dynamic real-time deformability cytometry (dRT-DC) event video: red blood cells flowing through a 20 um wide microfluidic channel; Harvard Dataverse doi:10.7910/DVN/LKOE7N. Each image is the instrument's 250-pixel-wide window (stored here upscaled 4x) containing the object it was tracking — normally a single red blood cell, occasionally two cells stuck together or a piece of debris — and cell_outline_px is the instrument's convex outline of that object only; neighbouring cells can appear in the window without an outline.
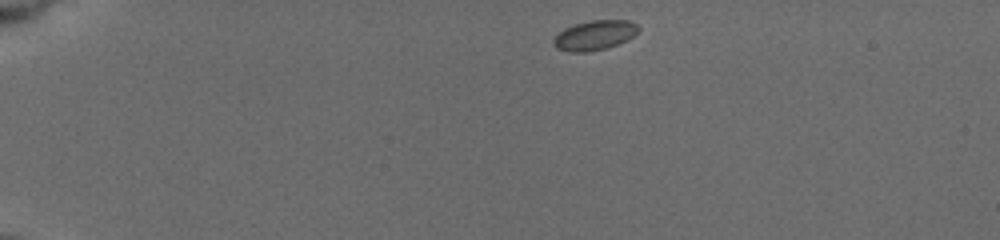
{"species": "common noctule bat (a hibernating species)", "species_latin": "Nyctalus noctula", "temperature_condition": "cold", "stored_images_in_passage": 58, "camera_frame_rate_fps": 3000, "um_per_image_px": 0.085, "animal": {"sex": "female", "body_mass_g": 19.5, "forearm_length_mm": 54.1}, "frame": {"image": 1, "passage_image": 1, "time_ms": 0.0, "image_size_px": [1000, 240], "cell_outline_px": [[640, 28], [628, 40], [604, 48], [588, 52], [568, 52], [556, 48], [552, 44], [552, 40], [564, 28], [576, 24], [592, 20], [628, 20], [636, 24]], "centroid_in_image_um": [50.51, 3.0], "position_along_channel_um": 34.5, "area_um2": 14.57}}
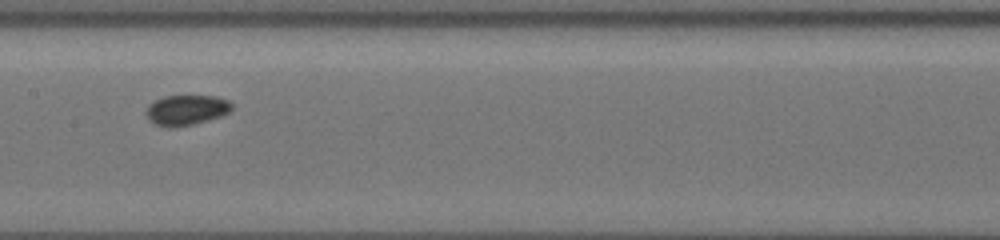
{"frame": {"image": 2, "passage_image": 29, "time_ms": 6.333, "image_size_px": [1000, 240], "cell_outline_px": [[232, 108], [228, 112], [220, 116], [188, 124], [156, 124], [144, 112], [148, 104], [164, 96], [216, 96], [228, 100], [232, 104]], "centroid_in_image_um": [15.86, 9.28], "position_along_channel_um": 191.5, "area_um2": 14.22}}
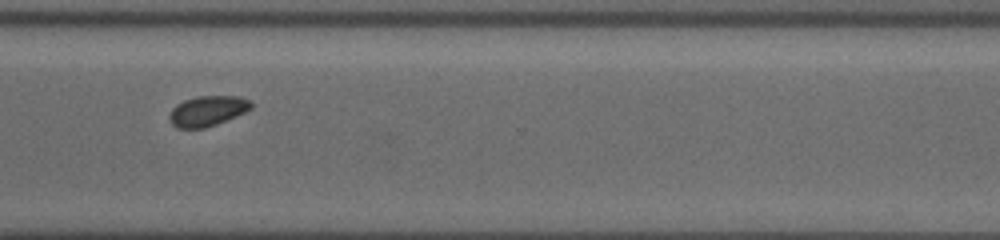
{"frame": {"image": 3, "passage_image": 57, "time_ms": 10.667, "image_size_px": [1000, 240], "cell_outline_px": [[252, 108], [244, 112], [216, 124], [204, 128], [176, 128], [172, 124], [168, 116], [172, 108], [176, 104], [184, 100], [196, 96], [236, 96], [252, 100]], "centroid_in_image_um": [17.61, 9.42], "position_along_channel_um": 353.0, "area_um2": 14.39}}